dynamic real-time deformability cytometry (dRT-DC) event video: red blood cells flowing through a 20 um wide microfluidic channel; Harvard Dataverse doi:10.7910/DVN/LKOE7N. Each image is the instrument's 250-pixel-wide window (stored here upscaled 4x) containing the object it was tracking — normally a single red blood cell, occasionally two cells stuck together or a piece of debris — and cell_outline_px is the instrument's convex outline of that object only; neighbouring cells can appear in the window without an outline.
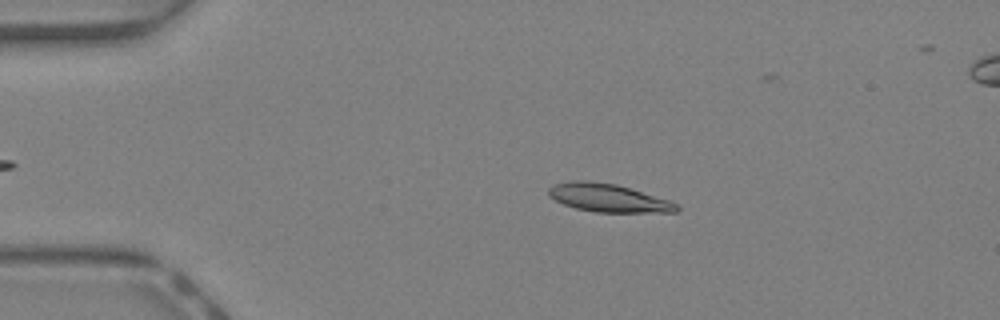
{"species": "Egyptian fruit bat (a non-hibernating species)", "species_latin": "Rousettus aegyptiacus", "temperature_condition": "warm", "stored_images_in_passage": 44, "camera_frame_rate_fps": 3000, "um_per_image_px": 0.085, "animal": {"sex": "female"}, "frame": {"image": 1, "passage_image": 9, "time_ms": 2.667, "image_size_px": [1000, 320], "cell_outline_px": [[680, 208], [676, 212], [596, 212], [576, 208], [564, 204], [548, 196], [548, 188], [556, 184], [572, 180], [584, 180], [616, 184], [668, 200], [680, 204]], "centroid_in_image_um": [51.7, 16.82], "position_along_channel_um": 33.3, "area_um2": 20.81}}
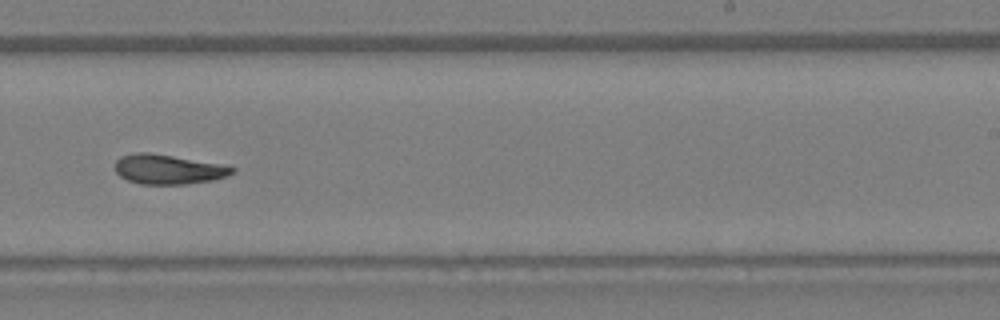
{"frame": {"image": 2, "passage_image": 28, "time_ms": 9.0, "image_size_px": [1000, 320], "cell_outline_px": [[236, 172], [228, 176], [212, 180], [184, 184], [140, 184], [128, 180], [120, 176], [116, 172], [116, 160], [120, 156], [136, 152], [148, 152], [220, 164], [236, 168]], "centroid_in_image_um": [14.3, 14.39], "position_along_channel_um": 274.7, "area_um2": 20.11}}
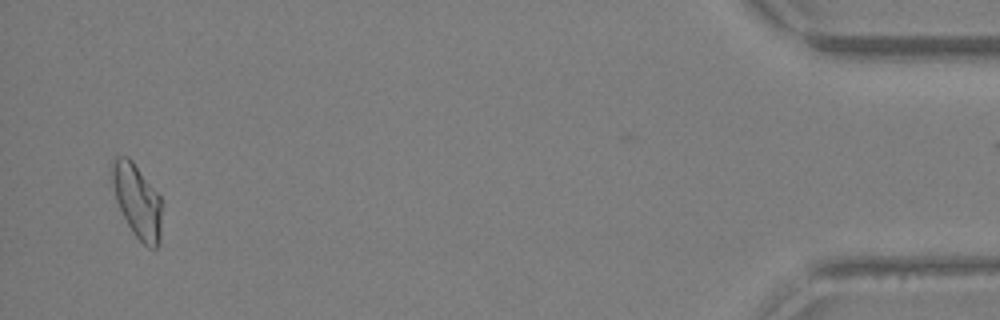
{"frame": {"image": 3, "passage_image": 43, "time_ms": 14.0, "image_size_px": [1000, 320], "cell_outline_px": [[160, 240], [156, 248], [148, 248], [132, 232], [116, 200], [112, 180], [112, 164], [116, 156], [128, 156], [132, 160], [160, 196]], "centroid_in_image_um": [11.66, 17.07], "position_along_channel_um": 423.5, "area_um2": 20.87}, "authors_computed_cell_mechanics": {"area_um2": 20.4323, "velocity_mm_per_s": 4.6263, "shape_relaxation_time_tau1_ms": 10.4211, "shape_relaxation_time_tau2_ms": 7.1385, "deformation_change_tau1": 0.2952, "deformation_change_tau2": 0.1802}}